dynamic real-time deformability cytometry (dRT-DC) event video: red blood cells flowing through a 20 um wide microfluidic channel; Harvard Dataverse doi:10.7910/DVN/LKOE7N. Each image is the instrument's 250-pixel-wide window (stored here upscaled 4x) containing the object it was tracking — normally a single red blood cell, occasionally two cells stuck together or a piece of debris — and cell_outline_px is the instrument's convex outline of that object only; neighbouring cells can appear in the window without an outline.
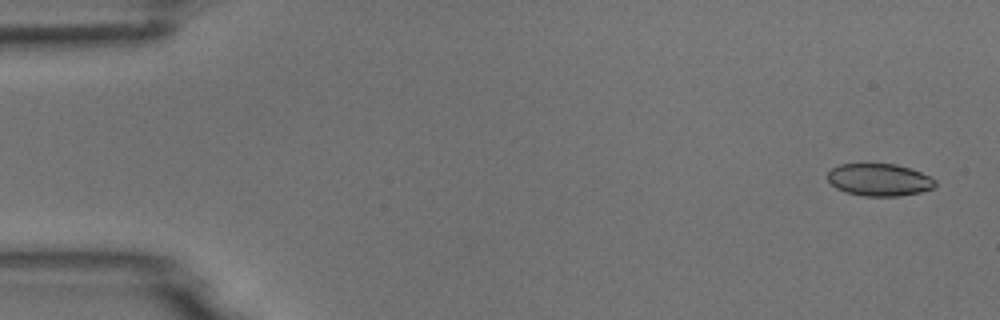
{"species": "common noctule bat (a hibernating species)", "species_latin": "Nyctalus noctula", "temperature_condition": "room temperature", "stored_images_in_passage": 4, "camera_frame_rate_fps": 3000, "um_per_image_px": 0.085, "animal": {"sex": "male", "body_mass_g": 18.8}, "frame": {"image": 1, "passage_image": 1, "time_ms": 0.0, "image_size_px": [1000, 320], "cell_outline_px": [[936, 184], [932, 188], [920, 192], [896, 196], [864, 196], [844, 192], [836, 188], [828, 180], [828, 172], [832, 168], [840, 164], [896, 164], [920, 172], [936, 180]], "centroid_in_image_um": [74.71, 15.28], "position_along_channel_um": 10.3, "area_um2": 20.11}}